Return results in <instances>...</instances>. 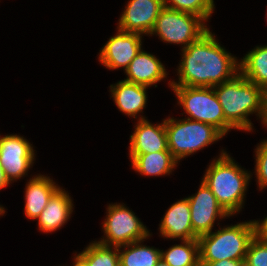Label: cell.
Instances as JSON below:
<instances>
[{"instance_id":"1","label":"cell","mask_w":267,"mask_h":266,"mask_svg":"<svg viewBox=\"0 0 267 266\" xmlns=\"http://www.w3.org/2000/svg\"><path fill=\"white\" fill-rule=\"evenodd\" d=\"M181 51L179 80L170 81V87H214L239 73V61L220 46L210 29Z\"/></svg>"},{"instance_id":"2","label":"cell","mask_w":267,"mask_h":266,"mask_svg":"<svg viewBox=\"0 0 267 266\" xmlns=\"http://www.w3.org/2000/svg\"><path fill=\"white\" fill-rule=\"evenodd\" d=\"M223 109L225 120L234 128L252 131L249 115L257 113L261 122L265 116L267 93L240 72L231 80L213 87Z\"/></svg>"},{"instance_id":"3","label":"cell","mask_w":267,"mask_h":266,"mask_svg":"<svg viewBox=\"0 0 267 266\" xmlns=\"http://www.w3.org/2000/svg\"><path fill=\"white\" fill-rule=\"evenodd\" d=\"M244 170L222 150L219 157L213 159L202 178L230 216L240 212L244 204L245 192L251 178V174Z\"/></svg>"},{"instance_id":"4","label":"cell","mask_w":267,"mask_h":266,"mask_svg":"<svg viewBox=\"0 0 267 266\" xmlns=\"http://www.w3.org/2000/svg\"><path fill=\"white\" fill-rule=\"evenodd\" d=\"M256 234V220H250L200 235V262L245 260L249 244Z\"/></svg>"},{"instance_id":"5","label":"cell","mask_w":267,"mask_h":266,"mask_svg":"<svg viewBox=\"0 0 267 266\" xmlns=\"http://www.w3.org/2000/svg\"><path fill=\"white\" fill-rule=\"evenodd\" d=\"M168 150L177 161L223 138L213 125L184 119H165Z\"/></svg>"},{"instance_id":"6","label":"cell","mask_w":267,"mask_h":266,"mask_svg":"<svg viewBox=\"0 0 267 266\" xmlns=\"http://www.w3.org/2000/svg\"><path fill=\"white\" fill-rule=\"evenodd\" d=\"M187 119L213 125L224 136L234 129L226 120L213 87L171 86Z\"/></svg>"},{"instance_id":"7","label":"cell","mask_w":267,"mask_h":266,"mask_svg":"<svg viewBox=\"0 0 267 266\" xmlns=\"http://www.w3.org/2000/svg\"><path fill=\"white\" fill-rule=\"evenodd\" d=\"M209 30L205 21L194 14L163 8L149 33L165 43L181 44L185 49Z\"/></svg>"},{"instance_id":"8","label":"cell","mask_w":267,"mask_h":266,"mask_svg":"<svg viewBox=\"0 0 267 266\" xmlns=\"http://www.w3.org/2000/svg\"><path fill=\"white\" fill-rule=\"evenodd\" d=\"M102 229L106 236L97 242L106 246L119 247L151 235L132 210L117 203L108 205Z\"/></svg>"},{"instance_id":"9","label":"cell","mask_w":267,"mask_h":266,"mask_svg":"<svg viewBox=\"0 0 267 266\" xmlns=\"http://www.w3.org/2000/svg\"><path fill=\"white\" fill-rule=\"evenodd\" d=\"M34 151L32 144L22 136H0V162L10 183L27 175L35 161Z\"/></svg>"},{"instance_id":"10","label":"cell","mask_w":267,"mask_h":266,"mask_svg":"<svg viewBox=\"0 0 267 266\" xmlns=\"http://www.w3.org/2000/svg\"><path fill=\"white\" fill-rule=\"evenodd\" d=\"M187 199L190 204L192 228L198 236L211 232L216 219L230 216L203 180L197 193Z\"/></svg>"},{"instance_id":"11","label":"cell","mask_w":267,"mask_h":266,"mask_svg":"<svg viewBox=\"0 0 267 266\" xmlns=\"http://www.w3.org/2000/svg\"><path fill=\"white\" fill-rule=\"evenodd\" d=\"M142 36L138 33L117 30V34L110 37L99 53V62L108 69L129 66L132 59L142 49Z\"/></svg>"},{"instance_id":"12","label":"cell","mask_w":267,"mask_h":266,"mask_svg":"<svg viewBox=\"0 0 267 266\" xmlns=\"http://www.w3.org/2000/svg\"><path fill=\"white\" fill-rule=\"evenodd\" d=\"M163 8V0H130L121 14L117 29L149 35Z\"/></svg>"},{"instance_id":"13","label":"cell","mask_w":267,"mask_h":266,"mask_svg":"<svg viewBox=\"0 0 267 266\" xmlns=\"http://www.w3.org/2000/svg\"><path fill=\"white\" fill-rule=\"evenodd\" d=\"M138 120L134 133L130 136L129 154L169 151L165 119L158 125L151 124L142 115Z\"/></svg>"},{"instance_id":"14","label":"cell","mask_w":267,"mask_h":266,"mask_svg":"<svg viewBox=\"0 0 267 266\" xmlns=\"http://www.w3.org/2000/svg\"><path fill=\"white\" fill-rule=\"evenodd\" d=\"M161 237L167 239H198L191 223L190 204L187 198L178 200L166 211L159 224Z\"/></svg>"},{"instance_id":"15","label":"cell","mask_w":267,"mask_h":266,"mask_svg":"<svg viewBox=\"0 0 267 266\" xmlns=\"http://www.w3.org/2000/svg\"><path fill=\"white\" fill-rule=\"evenodd\" d=\"M128 82L143 86H152L166 78L167 71L155 55L141 49L125 70Z\"/></svg>"},{"instance_id":"16","label":"cell","mask_w":267,"mask_h":266,"mask_svg":"<svg viewBox=\"0 0 267 266\" xmlns=\"http://www.w3.org/2000/svg\"><path fill=\"white\" fill-rule=\"evenodd\" d=\"M72 201L69 193L59 188L37 218L39 230L50 233L61 228L71 217L74 206Z\"/></svg>"},{"instance_id":"17","label":"cell","mask_w":267,"mask_h":266,"mask_svg":"<svg viewBox=\"0 0 267 266\" xmlns=\"http://www.w3.org/2000/svg\"><path fill=\"white\" fill-rule=\"evenodd\" d=\"M110 92L118 109L133 118L146 108L147 86L121 80L117 84L110 85Z\"/></svg>"},{"instance_id":"18","label":"cell","mask_w":267,"mask_h":266,"mask_svg":"<svg viewBox=\"0 0 267 266\" xmlns=\"http://www.w3.org/2000/svg\"><path fill=\"white\" fill-rule=\"evenodd\" d=\"M52 179L44 175H36L29 179L25 190V215L29 219H37L52 195L60 188Z\"/></svg>"},{"instance_id":"19","label":"cell","mask_w":267,"mask_h":266,"mask_svg":"<svg viewBox=\"0 0 267 266\" xmlns=\"http://www.w3.org/2000/svg\"><path fill=\"white\" fill-rule=\"evenodd\" d=\"M134 171L144 176L169 175L178 164L170 151L129 154Z\"/></svg>"},{"instance_id":"20","label":"cell","mask_w":267,"mask_h":266,"mask_svg":"<svg viewBox=\"0 0 267 266\" xmlns=\"http://www.w3.org/2000/svg\"><path fill=\"white\" fill-rule=\"evenodd\" d=\"M239 72L267 93V45L248 52L239 62Z\"/></svg>"},{"instance_id":"21","label":"cell","mask_w":267,"mask_h":266,"mask_svg":"<svg viewBox=\"0 0 267 266\" xmlns=\"http://www.w3.org/2000/svg\"><path fill=\"white\" fill-rule=\"evenodd\" d=\"M143 241L144 239L119 246L120 266L156 265V263L161 259V250L142 245L141 243ZM122 247L124 249L120 250Z\"/></svg>"},{"instance_id":"22","label":"cell","mask_w":267,"mask_h":266,"mask_svg":"<svg viewBox=\"0 0 267 266\" xmlns=\"http://www.w3.org/2000/svg\"><path fill=\"white\" fill-rule=\"evenodd\" d=\"M182 244L174 245L161 250V258L170 266H199V241L198 239L181 240Z\"/></svg>"},{"instance_id":"23","label":"cell","mask_w":267,"mask_h":266,"mask_svg":"<svg viewBox=\"0 0 267 266\" xmlns=\"http://www.w3.org/2000/svg\"><path fill=\"white\" fill-rule=\"evenodd\" d=\"M91 266H120L119 247L106 246L97 241L80 253Z\"/></svg>"},{"instance_id":"24","label":"cell","mask_w":267,"mask_h":266,"mask_svg":"<svg viewBox=\"0 0 267 266\" xmlns=\"http://www.w3.org/2000/svg\"><path fill=\"white\" fill-rule=\"evenodd\" d=\"M164 7L188 12L201 17L204 21H207L214 11V0H163Z\"/></svg>"},{"instance_id":"25","label":"cell","mask_w":267,"mask_h":266,"mask_svg":"<svg viewBox=\"0 0 267 266\" xmlns=\"http://www.w3.org/2000/svg\"><path fill=\"white\" fill-rule=\"evenodd\" d=\"M245 266H267V240L258 233L249 244Z\"/></svg>"},{"instance_id":"26","label":"cell","mask_w":267,"mask_h":266,"mask_svg":"<svg viewBox=\"0 0 267 266\" xmlns=\"http://www.w3.org/2000/svg\"><path fill=\"white\" fill-rule=\"evenodd\" d=\"M255 150V173L259 189L262 190L267 187V140L258 144Z\"/></svg>"},{"instance_id":"27","label":"cell","mask_w":267,"mask_h":266,"mask_svg":"<svg viewBox=\"0 0 267 266\" xmlns=\"http://www.w3.org/2000/svg\"><path fill=\"white\" fill-rule=\"evenodd\" d=\"M201 266H245V260L223 259L216 262H200Z\"/></svg>"},{"instance_id":"28","label":"cell","mask_w":267,"mask_h":266,"mask_svg":"<svg viewBox=\"0 0 267 266\" xmlns=\"http://www.w3.org/2000/svg\"><path fill=\"white\" fill-rule=\"evenodd\" d=\"M257 223V233L263 238L267 240V216L263 221L256 220Z\"/></svg>"},{"instance_id":"29","label":"cell","mask_w":267,"mask_h":266,"mask_svg":"<svg viewBox=\"0 0 267 266\" xmlns=\"http://www.w3.org/2000/svg\"><path fill=\"white\" fill-rule=\"evenodd\" d=\"M73 266H91L90 263L79 253L74 257Z\"/></svg>"},{"instance_id":"30","label":"cell","mask_w":267,"mask_h":266,"mask_svg":"<svg viewBox=\"0 0 267 266\" xmlns=\"http://www.w3.org/2000/svg\"><path fill=\"white\" fill-rule=\"evenodd\" d=\"M10 184L9 180L5 176V172L1 166L0 162V190L3 189L4 187L8 186Z\"/></svg>"},{"instance_id":"31","label":"cell","mask_w":267,"mask_h":266,"mask_svg":"<svg viewBox=\"0 0 267 266\" xmlns=\"http://www.w3.org/2000/svg\"><path fill=\"white\" fill-rule=\"evenodd\" d=\"M155 266H170L162 258L156 263Z\"/></svg>"},{"instance_id":"32","label":"cell","mask_w":267,"mask_h":266,"mask_svg":"<svg viewBox=\"0 0 267 266\" xmlns=\"http://www.w3.org/2000/svg\"><path fill=\"white\" fill-rule=\"evenodd\" d=\"M262 124L267 127V109L265 110V116H264V119H263V123Z\"/></svg>"},{"instance_id":"33","label":"cell","mask_w":267,"mask_h":266,"mask_svg":"<svg viewBox=\"0 0 267 266\" xmlns=\"http://www.w3.org/2000/svg\"><path fill=\"white\" fill-rule=\"evenodd\" d=\"M5 208H3V207H0V215H4L5 214V210H4Z\"/></svg>"}]
</instances>
